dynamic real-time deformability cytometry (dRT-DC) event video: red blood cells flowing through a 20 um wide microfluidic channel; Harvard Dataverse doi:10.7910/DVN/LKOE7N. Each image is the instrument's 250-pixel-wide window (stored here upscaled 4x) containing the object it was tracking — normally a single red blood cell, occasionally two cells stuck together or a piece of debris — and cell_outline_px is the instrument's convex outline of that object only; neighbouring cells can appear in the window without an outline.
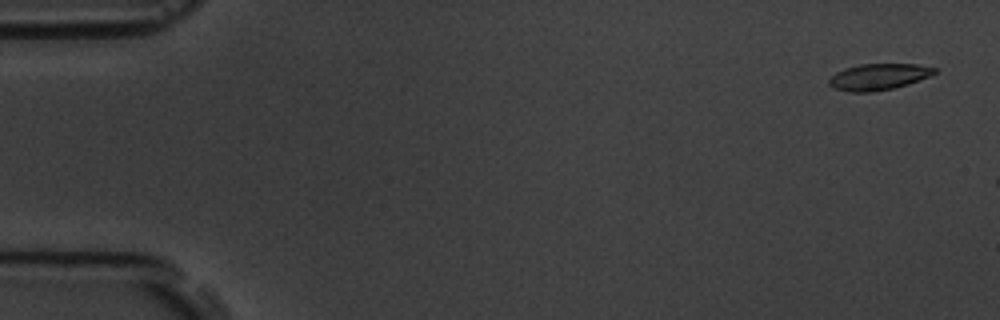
{"species": "common noctule bat (a hibernating species)", "species_latin": "Nyctalus noctula", "temperature_condition": "room temperature", "stored_images_in_passage": 3, "camera_frame_rate_fps": 3000, "um_per_image_px": 0.085, "animal": {"sex": "male", "body_mass_g": 19.5, "forearm_length_mm": 54.6}, "frame": {"image": 1, "passage_image": 1, "time_ms": 0.0, "image_size_px": [1000, 320], "cell_outline_px": [[936, 72], [928, 76], [908, 84], [892, 88], [872, 92], [848, 92], [836, 88], [828, 84], [828, 80], [836, 72], [844, 68], [860, 64], [916, 64], [936, 68]], "centroid_in_image_um": [74.64, 6.52], "position_along_channel_um": 10.4, "area_um2": 16.01}}